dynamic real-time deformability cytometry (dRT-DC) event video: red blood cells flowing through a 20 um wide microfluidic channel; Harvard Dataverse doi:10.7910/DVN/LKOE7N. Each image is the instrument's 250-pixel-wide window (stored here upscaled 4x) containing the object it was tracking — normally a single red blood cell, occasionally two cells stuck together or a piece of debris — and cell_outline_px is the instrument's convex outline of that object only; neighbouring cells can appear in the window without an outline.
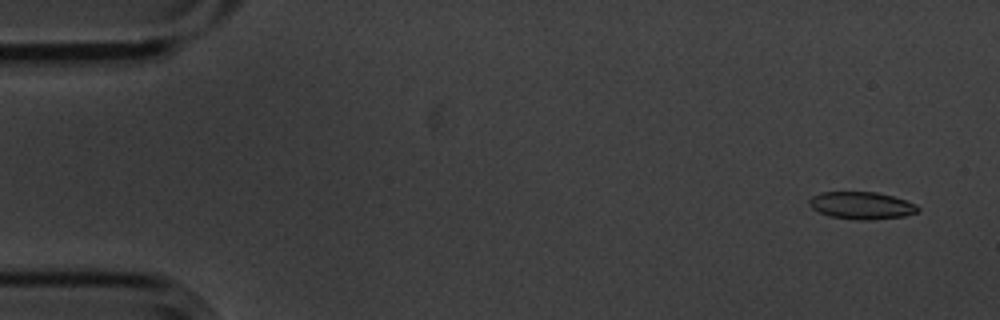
{"species": "common noctule bat (a hibernating species)", "species_latin": "Nyctalus noctula", "temperature_condition": "cold", "stored_images_in_passage": 4, "camera_frame_rate_fps": 3000, "um_per_image_px": 0.085, "animal": {"sex": "male", "body_mass_g": 20.1, "forearm_length_mm": 53.5}, "frame": {"image": 1, "passage_image": 1, "time_ms": 0.0, "image_size_px": [1000, 320], "cell_outline_px": [[920, 212], [904, 216], [872, 220], [856, 220], [832, 216], [820, 212], [812, 208], [808, 204], [808, 200], [812, 196], [820, 192], [876, 192], [892, 196], [916, 204], [920, 208]], "centroid_in_image_um": [73.25, 17.47], "position_along_channel_um": 11.8, "area_um2": 17.34}}
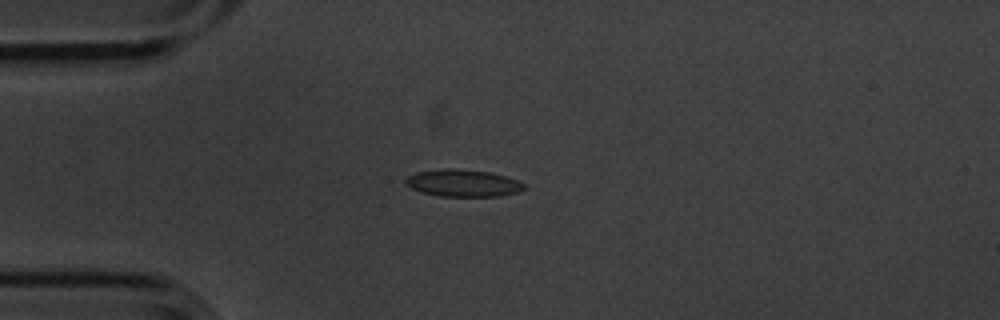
{"frame": {"image": 2, "passage_image": 4, "time_ms": 1.0, "image_size_px": [1000, 320], "cell_outline_px": [[524, 188], [520, 192], [500, 196], [440, 196], [424, 192], [412, 188], [404, 184], [404, 180], [408, 176], [416, 172], [444, 168], [452, 168], [488, 172], [504, 176], [516, 180], [524, 184]], "centroid_in_image_um": [39.33, 15.56], "position_along_channel_um": 45.7, "area_um2": 18.55}}